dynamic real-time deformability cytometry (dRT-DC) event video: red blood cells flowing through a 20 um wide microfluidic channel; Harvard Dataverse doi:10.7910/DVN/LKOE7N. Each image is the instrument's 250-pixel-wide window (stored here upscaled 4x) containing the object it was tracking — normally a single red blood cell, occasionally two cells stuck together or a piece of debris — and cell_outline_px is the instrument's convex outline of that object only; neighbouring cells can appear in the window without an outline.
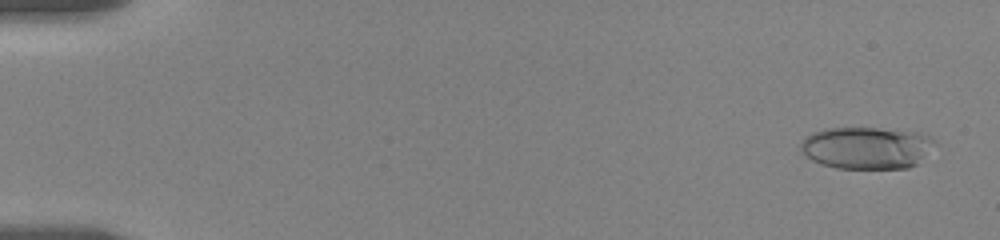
{"species": "human", "species_latin": "Homo sapiens", "temperature_condition": "room temperature", "stored_images_in_passage": 24, "camera_frame_rate_fps": 3000, "um_per_image_px": 0.085, "donor": {"sex": "female"}, "frame": {"image": 1, "passage_image": 2, "time_ms": 0.667, "image_size_px": [1000, 240], "cell_outline_px": [[936, 144], [916, 164], [908, 168], [836, 168], [820, 164], [812, 160], [800, 148], [800, 144], [812, 132], [824, 128], [876, 128], [920, 132], [936, 140]], "centroid_in_image_um": [73.68, 12.56], "position_along_channel_um": 11.3, "area_um2": 32.77}}
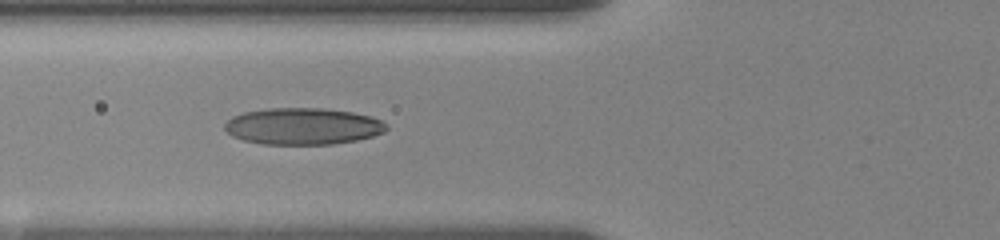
{"frame": {"image": 2, "passage_image": 18, "time_ms": 7.333, "image_size_px": [1000, 240], "cell_outline_px": [[388, 128], [384, 132], [372, 136], [356, 140], [332, 144], [260, 144], [244, 140], [232, 136], [224, 128], [224, 124], [232, 116], [244, 112], [268, 108], [320, 108], [352, 112], [372, 116], [388, 124]], "centroid_in_image_um": [25.74, 10.73], "position_along_channel_um": 100.1, "area_um2": 34.62}}
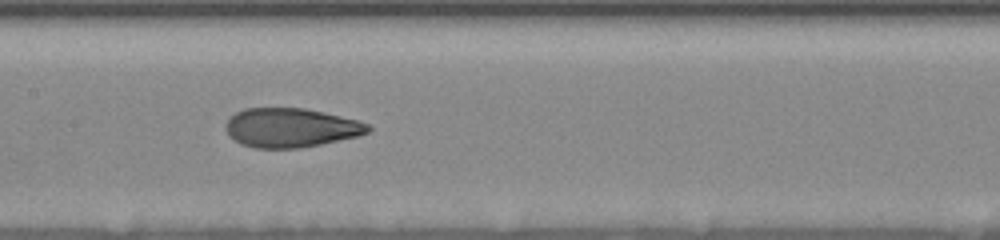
{"frame": {"image": 3, "passage_image": 23, "time_ms": 9.667, "image_size_px": [1000, 240], "cell_outline_px": [[372, 128], [368, 132], [356, 136], [320, 144], [296, 148], [256, 148], [240, 144], [228, 136], [228, 120], [236, 112], [244, 108], [304, 108], [324, 112], [360, 120], [368, 124]], "centroid_in_image_um": [24.73, 10.85], "position_along_channel_um": 182.7, "area_um2": 32.25}}